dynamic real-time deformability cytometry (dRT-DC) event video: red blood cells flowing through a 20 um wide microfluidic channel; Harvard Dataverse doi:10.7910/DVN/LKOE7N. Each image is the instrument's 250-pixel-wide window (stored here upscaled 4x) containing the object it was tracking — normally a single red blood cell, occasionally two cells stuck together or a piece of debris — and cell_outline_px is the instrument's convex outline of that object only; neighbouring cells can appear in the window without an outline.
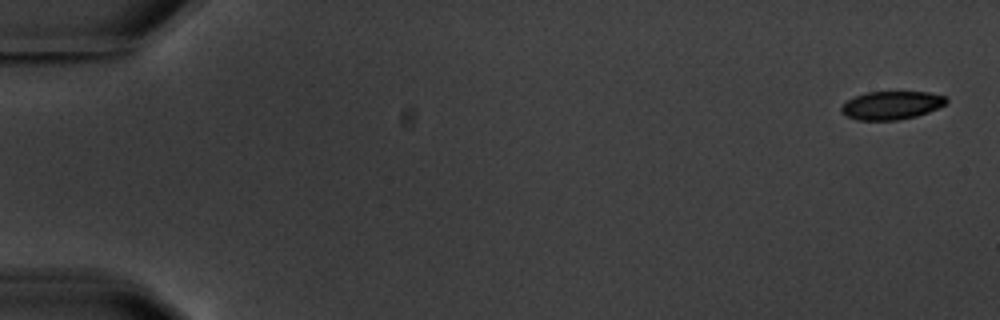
{"species": "common noctule bat (a hibernating species)", "species_latin": "Nyctalus noctula", "temperature_condition": "warm", "stored_images_in_passage": 5, "camera_frame_rate_fps": 3000, "um_per_image_px": 0.085, "animal": {"sex": "male", "body_mass_g": 20.1, "forearm_length_mm": 53.5}, "frame": {"image": 1, "passage_image": 1, "time_ms": 0.0, "image_size_px": [1000, 320], "cell_outline_px": [[948, 100], [944, 104], [928, 112], [916, 116], [900, 120], [856, 120], [840, 112], [840, 108], [848, 100], [856, 96], [868, 92], [928, 92], [944, 96]], "centroid_in_image_um": [75.76, 8.96], "position_along_channel_um": 9.2, "area_um2": 17.11}}
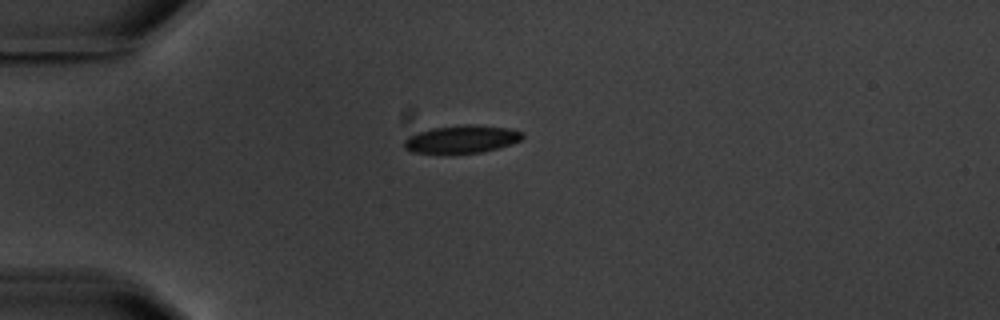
{"frame": {"image": 2, "passage_image": 5, "time_ms": 4.667, "image_size_px": [1000, 320], "cell_outline_px": [[524, 136], [520, 140], [496, 148], [480, 152], [412, 152], [404, 148], [404, 140], [408, 136], [432, 128], [464, 124], [476, 124], [508, 128], [524, 132]], "centroid_in_image_um": [39.25, 11.8], "position_along_channel_um": 45.7, "area_um2": 18.73}}